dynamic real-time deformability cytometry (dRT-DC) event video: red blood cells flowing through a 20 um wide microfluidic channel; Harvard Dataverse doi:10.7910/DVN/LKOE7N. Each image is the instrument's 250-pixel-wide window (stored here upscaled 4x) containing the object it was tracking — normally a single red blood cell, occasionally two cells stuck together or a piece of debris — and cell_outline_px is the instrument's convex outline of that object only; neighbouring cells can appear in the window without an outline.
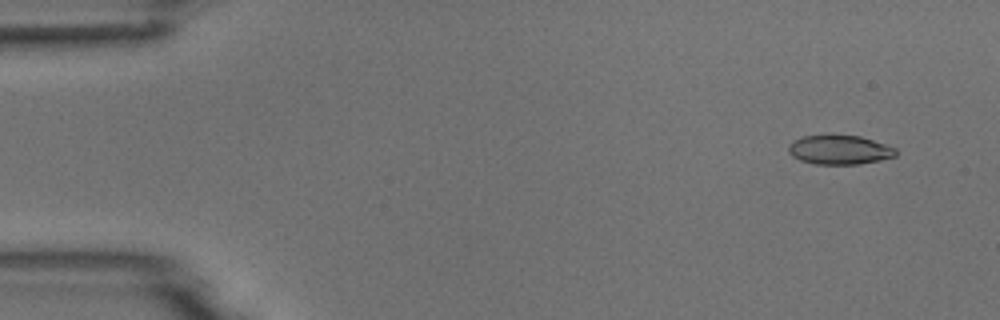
{"species": "common noctule bat (a hibernating species)", "species_latin": "Nyctalus noctula", "temperature_condition": "room temperature", "stored_images_in_passage": 4, "camera_frame_rate_fps": 3000, "um_per_image_px": 0.085, "animal": {"sex": "male", "body_mass_g": 18.8}, "frame": {"image": 1, "passage_image": 1, "time_ms": 0.0, "image_size_px": [1000, 320], "cell_outline_px": [[896, 156], [880, 160], [860, 164], [816, 164], [800, 160], [792, 156], [788, 152], [788, 144], [792, 140], [804, 136], [860, 136], [896, 148]], "centroid_in_image_um": [71.33, 12.75], "position_along_channel_um": 13.7, "area_um2": 18.09}}
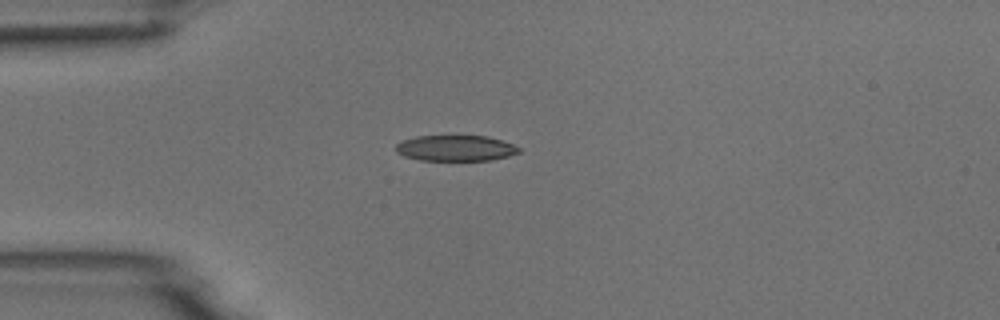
{"frame": {"image": 2, "passage_image": 4, "time_ms": 3.333, "image_size_px": [1000, 320], "cell_outline_px": [[520, 152], [508, 156], [492, 160], [420, 160], [404, 156], [396, 152], [396, 144], [404, 140], [416, 136], [488, 136], [512, 144], [520, 148]], "centroid_in_image_um": [38.72, 12.59], "position_along_channel_um": 46.3, "area_um2": 18.38}}